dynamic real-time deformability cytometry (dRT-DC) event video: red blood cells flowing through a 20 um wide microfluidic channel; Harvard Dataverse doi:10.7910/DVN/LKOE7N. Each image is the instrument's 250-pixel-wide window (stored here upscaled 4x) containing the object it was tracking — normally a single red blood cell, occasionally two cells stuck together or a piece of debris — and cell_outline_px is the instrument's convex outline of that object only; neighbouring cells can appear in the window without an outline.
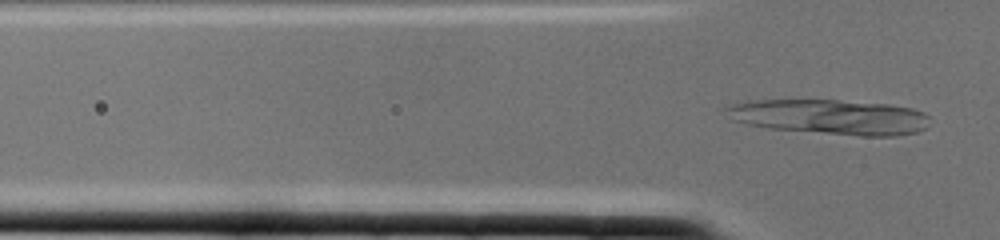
{"species": "common noctule bat (a hibernating species)", "species_latin": "Nyctalus noctula", "temperature_condition": "cold", "stored_images_in_passage": 3, "camera_frame_rate_fps": 3000, "um_per_image_px": 0.085, "animal": {"sex": "female", "body_mass_g": 22.0, "forearm_length_mm": 56.7}, "frame": {"image": 1, "passage_image": 3, "time_ms": 0.667, "image_size_px": [1000, 240], "cell_outline_px": [[928, 128], [916, 132], [896, 136], [860, 136], [768, 128], [744, 124], [732, 120], [720, 108], [732, 104], [748, 100], [836, 100], [888, 104], [912, 108], [924, 112], [928, 116]], "centroid_in_image_um": [70.52, 9.94], "position_along_channel_um": 55.3, "area_um2": 41.96}}